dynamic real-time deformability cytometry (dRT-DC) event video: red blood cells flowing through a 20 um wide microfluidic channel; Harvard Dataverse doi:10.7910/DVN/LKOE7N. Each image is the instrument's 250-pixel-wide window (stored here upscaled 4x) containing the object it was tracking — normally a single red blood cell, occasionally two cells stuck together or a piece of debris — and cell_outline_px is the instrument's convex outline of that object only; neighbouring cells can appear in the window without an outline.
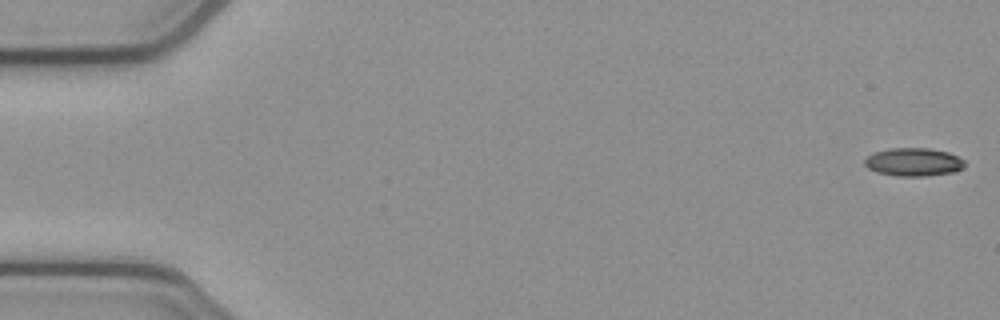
{"species": "common noctule bat (a hibernating species)", "species_latin": "Nyctalus noctula", "temperature_condition": "cold", "stored_images_in_passage": 53, "camera_frame_rate_fps": 3000, "um_per_image_px": 0.085, "animal": {"sex": "female", "body_mass_g": 21.9}, "frame": {"image": 1, "passage_image": 1, "time_ms": 0.0, "image_size_px": [1000, 320], "cell_outline_px": [[964, 168], [956, 172], [928, 176], [900, 176], [876, 172], [868, 168], [864, 164], [864, 160], [872, 152], [892, 148], [928, 148], [948, 152], [964, 160]], "centroid_in_image_um": [77.66, 13.78], "position_along_channel_um": 7.3, "area_um2": 16.53}}
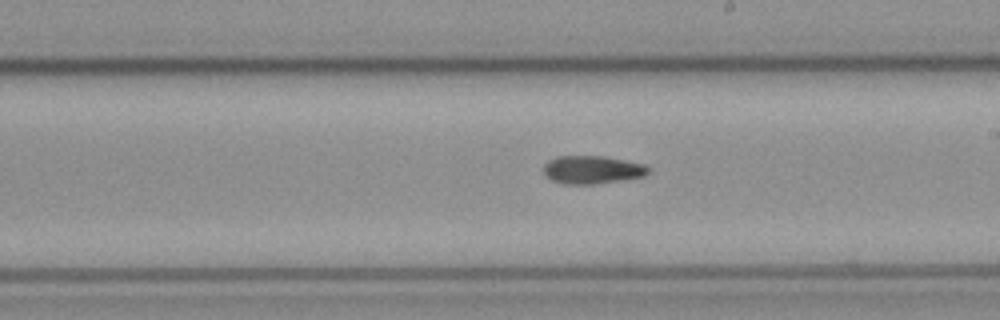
{"frame": {"image": 2, "passage_image": 30, "time_ms": 9.667, "image_size_px": [1000, 320], "cell_outline_px": [[648, 172], [644, 176], [620, 180], [592, 184], [560, 184], [544, 176], [544, 164], [548, 160], [556, 156], [604, 156], [644, 164], [648, 168]], "centroid_in_image_um": [50.27, 14.42], "position_along_channel_um": 238.7, "area_um2": 17.11}}
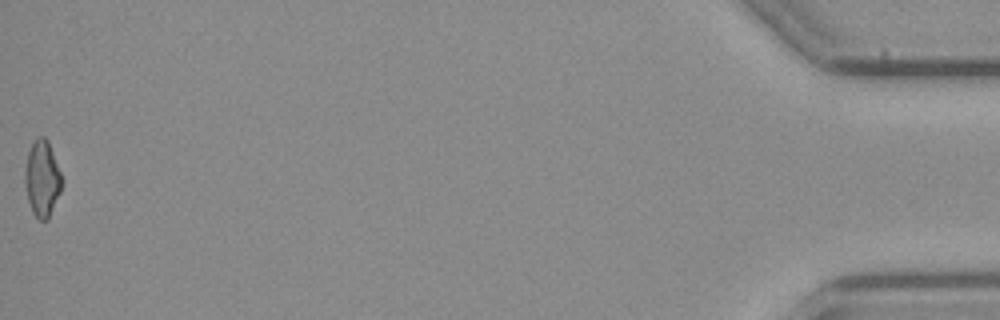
{"frame": {"image": 3, "passage_image": 53, "time_ms": 17.333, "image_size_px": [1000, 320], "cell_outline_px": [[60, 192], [48, 220], [40, 220], [32, 212], [28, 200], [24, 184], [24, 172], [28, 152], [36, 136], [44, 136], [48, 140], [60, 172]], "centroid_in_image_um": [3.55, 15.17], "position_along_channel_um": 431.6, "area_um2": 16.18}}